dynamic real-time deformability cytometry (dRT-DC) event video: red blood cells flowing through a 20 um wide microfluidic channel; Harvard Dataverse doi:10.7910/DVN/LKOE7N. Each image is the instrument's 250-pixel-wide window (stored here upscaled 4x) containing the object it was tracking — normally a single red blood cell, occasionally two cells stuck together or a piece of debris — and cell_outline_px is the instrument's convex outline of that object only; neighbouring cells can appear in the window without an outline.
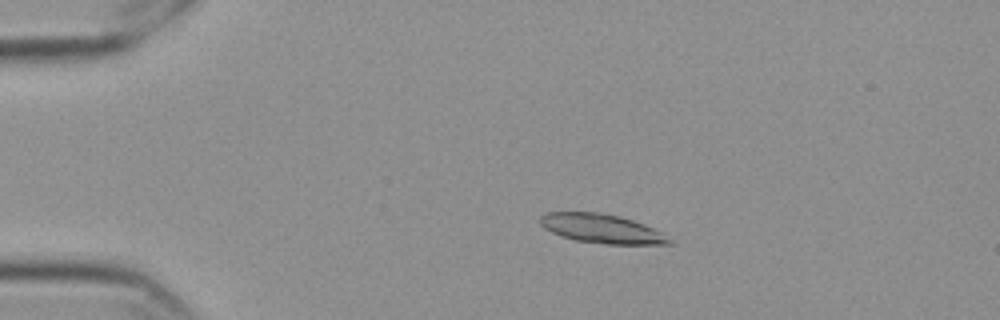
{"species": "Egyptian fruit bat (a non-hibernating species)", "species_latin": "Rousettus aegyptiacus", "temperature_condition": "cold", "stored_images_in_passage": 58, "camera_frame_rate_fps": 3000, "um_per_image_px": 0.085, "frame": {"image": 1, "passage_image": 12, "time_ms": 3.667, "image_size_px": [1000, 320], "cell_outline_px": [[676, 244], [604, 244], [576, 240], [560, 236], [544, 228], [540, 224], [540, 216], [544, 212], [600, 212], [620, 216], [644, 224], [660, 232], [672, 240]], "centroid_in_image_um": [51.12, 19.43], "position_along_channel_um": 33.9, "area_um2": 21.91}}
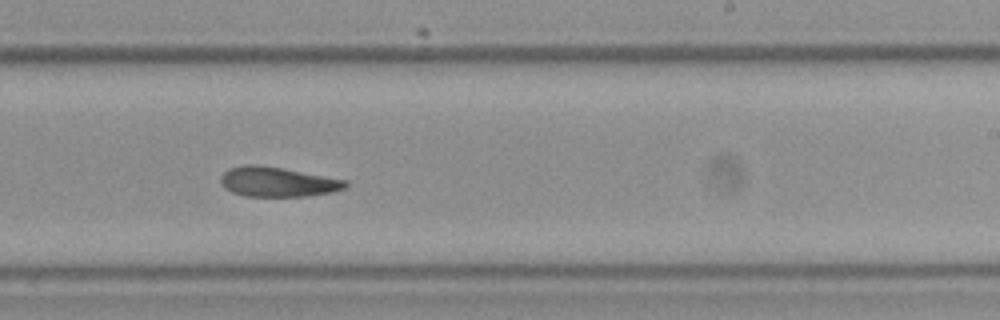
{"frame": {"image": 2, "passage_image": 36, "time_ms": 11.667, "image_size_px": [1000, 320], "cell_outline_px": [[348, 184], [344, 188], [332, 192], [308, 196], [244, 196], [232, 192], [224, 188], [220, 180], [220, 176], [228, 168], [244, 164], [252, 164], [280, 168], [348, 180]], "centroid_in_image_um": [23.56, 15.46], "position_along_channel_um": 265.4, "area_um2": 21.56}}
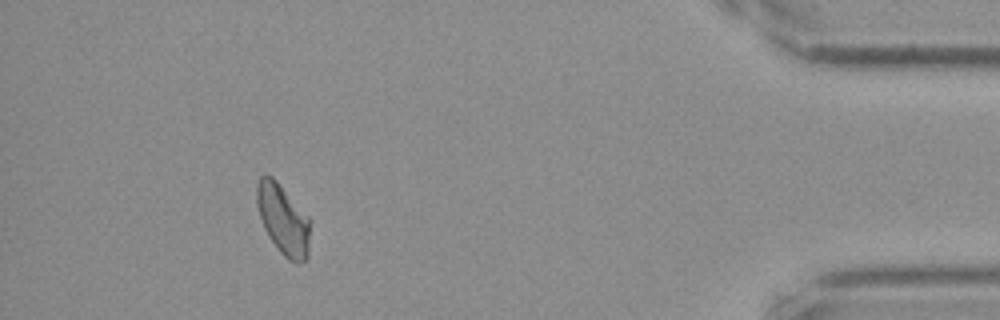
{"frame": {"image": 3, "passage_image": 53, "time_ms": 17.333, "image_size_px": [1000, 320], "cell_outline_px": [[308, 256], [304, 260], [296, 264], [288, 260], [280, 252], [268, 236], [264, 228], [256, 204], [256, 184], [260, 176], [272, 176], [276, 180], [308, 216]], "centroid_in_image_um": [24.03, 18.66], "position_along_channel_um": 411.2, "area_um2": 21.5}, "authors_computed_cell_mechanics": {"area_um2": 22.1663, "velocity_mm_per_s": 3.5286, "shape_relaxation_time_tau1_ms": null, "shape_relaxation_time_tau2_ms": 4.8259, "deformation_change_tau1": null, "deformation_change_tau2": 0.1098}}